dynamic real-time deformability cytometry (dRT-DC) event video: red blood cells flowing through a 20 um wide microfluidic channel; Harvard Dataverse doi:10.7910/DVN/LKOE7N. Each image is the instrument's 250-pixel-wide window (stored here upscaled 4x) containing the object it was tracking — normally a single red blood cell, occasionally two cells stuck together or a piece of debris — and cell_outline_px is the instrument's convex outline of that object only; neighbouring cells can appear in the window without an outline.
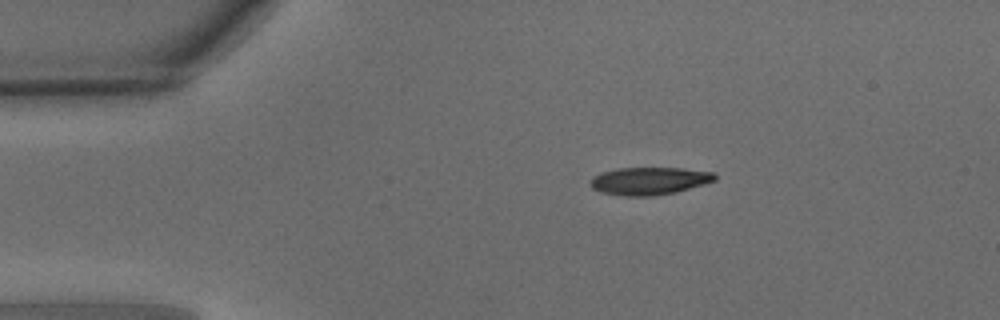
{"species": "common noctule bat (a hibernating species)", "species_latin": "Nyctalus noctula", "temperature_condition": "warm", "stored_images_in_passage": 3, "camera_frame_rate_fps": 3000, "um_per_image_px": 0.085, "animal": {"sex": "male", "body_mass_g": 15.6}, "frame": {"image": 1, "passage_image": 1, "time_ms": 0.0, "image_size_px": [1000, 320], "cell_outline_px": [[716, 180], [704, 184], [676, 192], [652, 196], [624, 196], [600, 192], [592, 188], [588, 184], [592, 176], [600, 172], [620, 168], [680, 168], [716, 172]], "centroid_in_image_um": [55.16, 15.38], "position_along_channel_um": 29.8, "area_um2": 20.23}}